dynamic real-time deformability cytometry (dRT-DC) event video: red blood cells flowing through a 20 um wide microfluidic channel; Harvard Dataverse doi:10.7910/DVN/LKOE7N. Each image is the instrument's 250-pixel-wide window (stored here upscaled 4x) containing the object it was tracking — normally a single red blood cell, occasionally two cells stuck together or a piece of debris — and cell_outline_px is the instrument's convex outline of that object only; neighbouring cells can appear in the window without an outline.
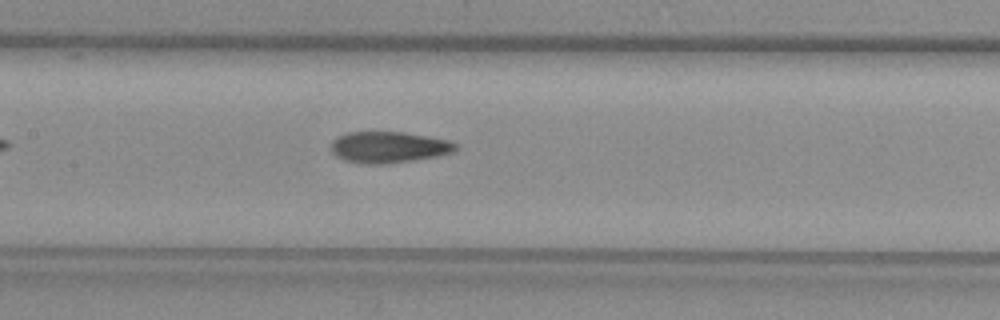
{"species": "common noctule bat (a hibernating species)", "species_latin": "Nyctalus noctula", "temperature_condition": "warm", "stored_images_in_passage": 30, "camera_frame_rate_fps": 3000, "um_per_image_px": 0.085, "animal": {"sex": "female", "body_mass_g": 29.2, "forearm_length_mm": 56.3}, "frame": {"image": 1, "passage_image": 9, "time_ms": 2.667, "image_size_px": [1000, 320], "cell_outline_px": [[460, 148], [452, 152], [436, 156], [388, 164], [360, 164], [344, 160], [336, 156], [332, 152], [332, 140], [336, 136], [348, 132], [404, 132], [448, 140], [456, 144]], "centroid_in_image_um": [33.01, 12.51], "position_along_channel_um": 174.4, "area_um2": 22.77}}